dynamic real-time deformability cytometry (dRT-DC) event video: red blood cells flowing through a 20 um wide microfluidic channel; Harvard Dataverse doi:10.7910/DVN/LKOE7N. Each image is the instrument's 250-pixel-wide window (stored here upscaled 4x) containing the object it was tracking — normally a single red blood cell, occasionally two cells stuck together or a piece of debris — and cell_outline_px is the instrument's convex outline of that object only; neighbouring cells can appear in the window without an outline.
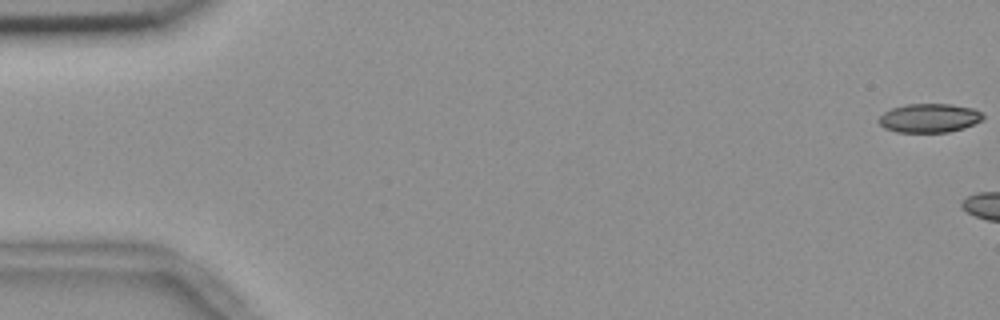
{"species": "common noctule bat (a hibernating species)", "species_latin": "Nyctalus noctula", "temperature_condition": "room temperature", "stored_images_in_passage": 6, "camera_frame_rate_fps": 3000, "um_per_image_px": 0.085, "animal": {"sex": "female", "body_mass_g": 18.4}, "frame": {"image": 1, "passage_image": 1, "time_ms": 0.0, "image_size_px": [1000, 320], "cell_outline_px": [[984, 120], [964, 128], [948, 132], [896, 132], [884, 128], [876, 120], [884, 112], [892, 108], [904, 104], [952, 104], [972, 108], [980, 112], [984, 116]], "centroid_in_image_um": [78.98, 10.03], "position_along_channel_um": 6.0, "area_um2": 17.69}}